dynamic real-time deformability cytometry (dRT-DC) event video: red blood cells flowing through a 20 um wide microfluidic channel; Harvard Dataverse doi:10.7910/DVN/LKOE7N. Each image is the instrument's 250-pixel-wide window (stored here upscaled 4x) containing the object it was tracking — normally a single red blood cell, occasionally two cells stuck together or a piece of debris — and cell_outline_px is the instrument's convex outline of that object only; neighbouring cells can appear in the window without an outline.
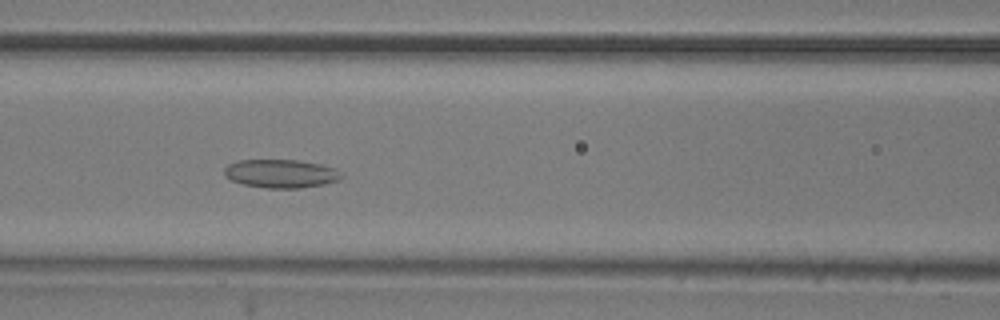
{"species": "common noctule bat (a hibernating species)", "species_latin": "Nyctalus noctula", "temperature_condition": "room temperature", "stored_images_in_passage": 29, "camera_frame_rate_fps": 3000, "um_per_image_px": 0.085, "animal": {"sex": "male", "body_mass_g": 20.5, "forearm_length_mm": 52.5}, "frame": {"image": 1, "passage_image": 10, "time_ms": 3.0, "image_size_px": [1000, 320], "cell_outline_px": [[344, 176], [340, 180], [324, 184], [300, 188], [268, 188], [244, 184], [232, 180], [224, 176], [224, 168], [228, 164], [240, 160], [296, 160], [320, 164], [336, 168]], "centroid_in_image_um": [23.9, 14.75], "position_along_channel_um": 142.7, "area_um2": 19.42}}
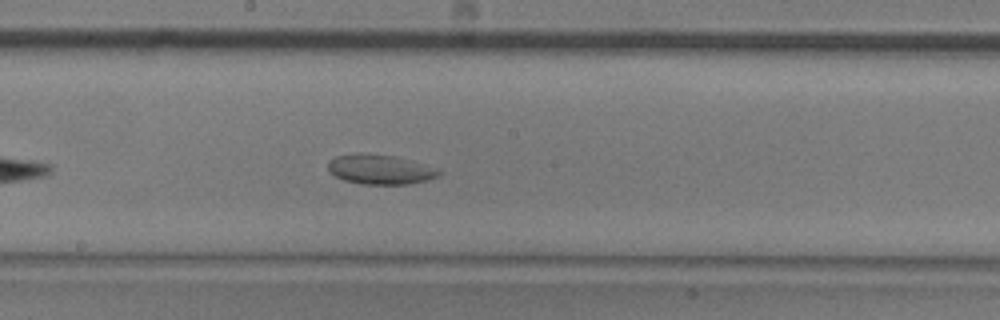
{"frame": {"image": 2, "passage_image": 16, "time_ms": 5.0, "image_size_px": [1000, 320], "cell_outline_px": [[444, 172], [440, 176], [428, 180], [408, 184], [360, 184], [344, 180], [328, 172], [328, 160], [336, 156], [396, 156], [440, 168]], "centroid_in_image_um": [32.42, 14.45], "position_along_channel_um": 215.8, "area_um2": 18.79}}
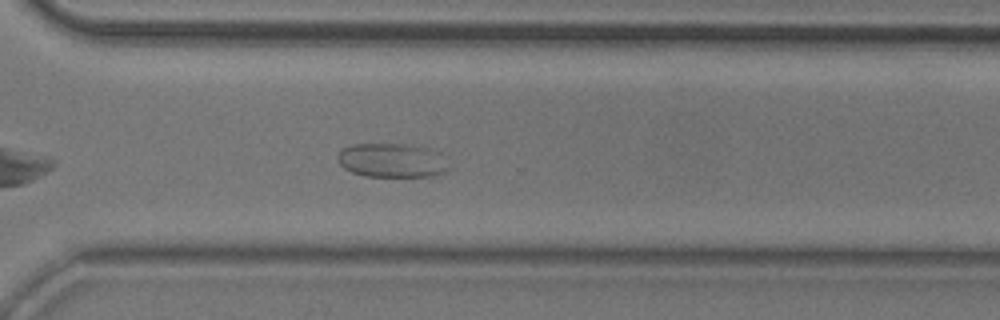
{"frame": {"image": 3, "passage_image": 26, "time_ms": 8.333, "image_size_px": [1000, 320], "cell_outline_px": [[452, 168], [448, 172], [432, 176], [364, 176], [352, 172], [344, 168], [340, 164], [336, 156], [344, 148], [352, 144], [412, 144], [428, 148]], "centroid_in_image_um": [33.29, 13.64], "position_along_channel_um": 337.3, "area_um2": 21.91}}